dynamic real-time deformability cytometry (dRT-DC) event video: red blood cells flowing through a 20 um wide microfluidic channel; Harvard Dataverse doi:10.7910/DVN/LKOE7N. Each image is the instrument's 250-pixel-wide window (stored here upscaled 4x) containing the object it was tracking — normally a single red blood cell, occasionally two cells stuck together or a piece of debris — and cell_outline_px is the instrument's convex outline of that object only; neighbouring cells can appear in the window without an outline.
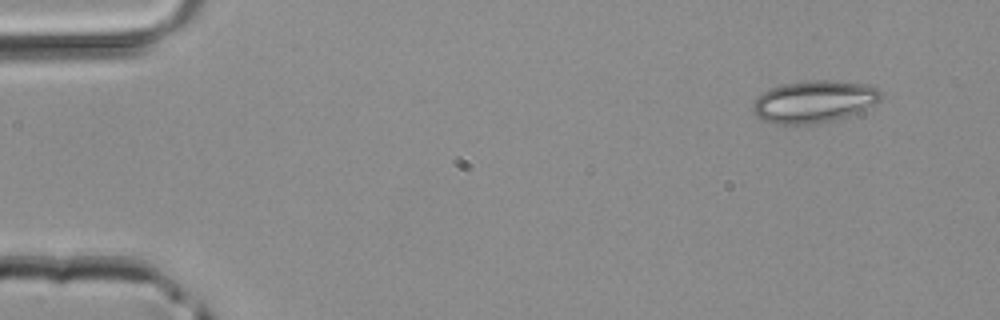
{"species": "common noctule bat (a hibernating species)", "species_latin": "Nyctalus noctula", "temperature_condition": "room temperature", "stored_images_in_passage": 11, "camera_frame_rate_fps": 3000, "um_per_image_px": 0.085, "animal": {"sex": "male", "body_mass_g": 20.4}, "frame": {"image": 1, "passage_image": 1, "time_ms": 0.0, "image_size_px": [1000, 320], "cell_outline_px": [[884, 96], [876, 104], [856, 112], [832, 120], [816, 124], [776, 124], [764, 120], [756, 116], [752, 108], [752, 104], [768, 88], [784, 84], [804, 80], [836, 80], [860, 84], [876, 88]], "centroid_in_image_um": [69.17, 8.63], "position_along_channel_um": 15.8, "area_um2": 31.21}}